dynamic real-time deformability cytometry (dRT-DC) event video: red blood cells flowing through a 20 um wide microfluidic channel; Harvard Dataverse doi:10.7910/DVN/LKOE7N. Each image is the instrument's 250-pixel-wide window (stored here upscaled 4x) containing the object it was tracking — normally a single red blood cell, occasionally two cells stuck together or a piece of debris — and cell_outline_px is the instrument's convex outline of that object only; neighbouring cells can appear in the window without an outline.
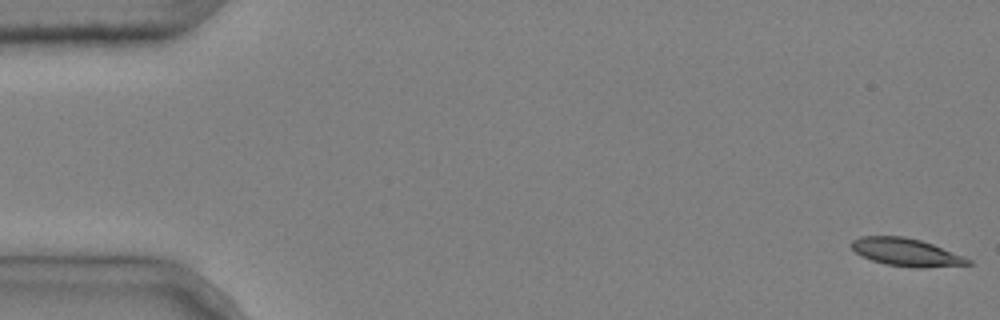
{"species": "common noctule bat (a hibernating species)", "species_latin": "Nyctalus noctula", "temperature_condition": "cold", "stored_images_in_passage": 5, "camera_frame_rate_fps": 3000, "um_per_image_px": 0.085, "animal": {"sex": "male", "body_mass_g": 20.4}, "frame": {"image": 1, "passage_image": 1, "time_ms": 0.0, "image_size_px": [1000, 320], "cell_outline_px": [[972, 264], [924, 268], [916, 268], [884, 264], [860, 256], [848, 244], [852, 240], [860, 236], [904, 236], [920, 240], [932, 244], [964, 256], [972, 260]], "centroid_in_image_um": [77.0, 21.44], "position_along_channel_um": 8.0, "area_um2": 19.02}}